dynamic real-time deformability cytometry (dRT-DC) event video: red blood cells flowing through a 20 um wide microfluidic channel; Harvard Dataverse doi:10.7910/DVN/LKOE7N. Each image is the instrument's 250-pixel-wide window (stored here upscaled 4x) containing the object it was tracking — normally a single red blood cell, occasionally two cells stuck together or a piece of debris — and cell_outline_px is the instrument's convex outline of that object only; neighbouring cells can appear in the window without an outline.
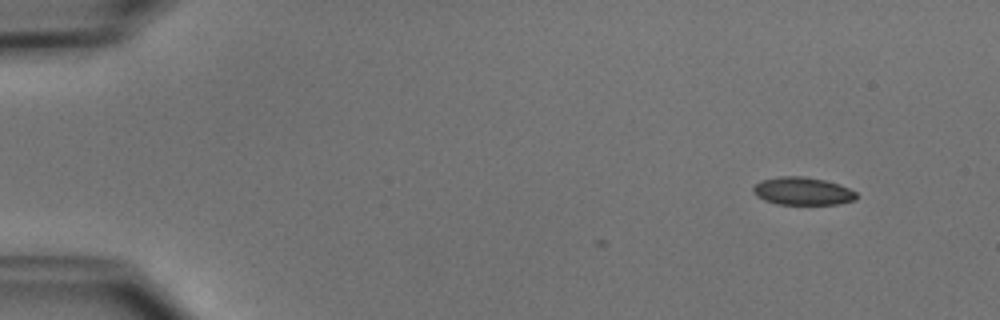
{"species": "common noctule bat (a hibernating species)", "species_latin": "Nyctalus noctula", "temperature_condition": "cold", "stored_images_in_passage": 3, "camera_frame_rate_fps": 3000, "um_per_image_px": 0.085, "animal": {"sex": "male", "body_mass_g": 15.6}, "frame": {"image": 1, "passage_image": 1, "time_ms": 0.0, "image_size_px": [1000, 320], "cell_outline_px": [[856, 200], [836, 204], [776, 204], [764, 200], [756, 196], [752, 192], [752, 188], [760, 180], [780, 176], [804, 176], [824, 180], [848, 188], [856, 192]], "centroid_in_image_um": [68.17, 16.24], "position_along_channel_um": 16.8, "area_um2": 16.7}}